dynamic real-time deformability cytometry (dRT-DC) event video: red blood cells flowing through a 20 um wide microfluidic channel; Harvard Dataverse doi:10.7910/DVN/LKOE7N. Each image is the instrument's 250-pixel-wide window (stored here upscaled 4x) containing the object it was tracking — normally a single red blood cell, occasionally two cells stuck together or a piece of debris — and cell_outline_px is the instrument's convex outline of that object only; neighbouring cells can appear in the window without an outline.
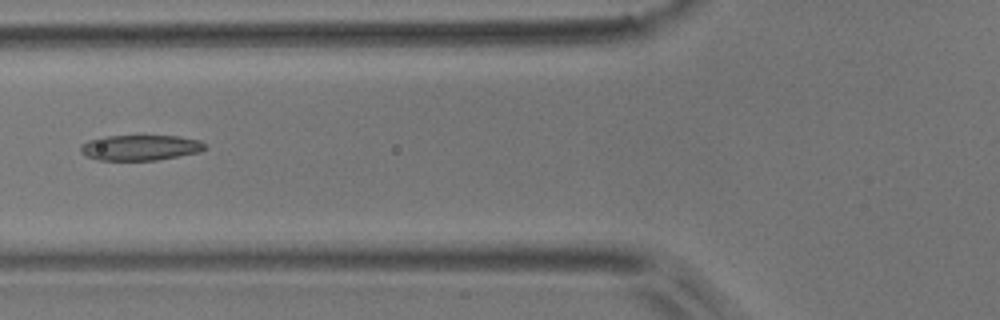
{"species": "common noctule bat (a hibernating species)", "species_latin": "Nyctalus noctula", "temperature_condition": "room temperature", "stored_images_in_passage": 6, "camera_frame_rate_fps": 3000, "um_per_image_px": 0.085, "animal": {"sex": "male", "body_mass_g": 17.9}, "frame": {"image": 1, "passage_image": 6, "time_ms": 1.667, "image_size_px": [1000, 320], "cell_outline_px": [[208, 148], [200, 152], [156, 160], [100, 160], [84, 156], [80, 152], [80, 144], [88, 140], [104, 136], [176, 136], [200, 140], [208, 144]], "centroid_in_image_um": [11.93, 12.55], "position_along_channel_um": 113.9, "area_um2": 18.67}}